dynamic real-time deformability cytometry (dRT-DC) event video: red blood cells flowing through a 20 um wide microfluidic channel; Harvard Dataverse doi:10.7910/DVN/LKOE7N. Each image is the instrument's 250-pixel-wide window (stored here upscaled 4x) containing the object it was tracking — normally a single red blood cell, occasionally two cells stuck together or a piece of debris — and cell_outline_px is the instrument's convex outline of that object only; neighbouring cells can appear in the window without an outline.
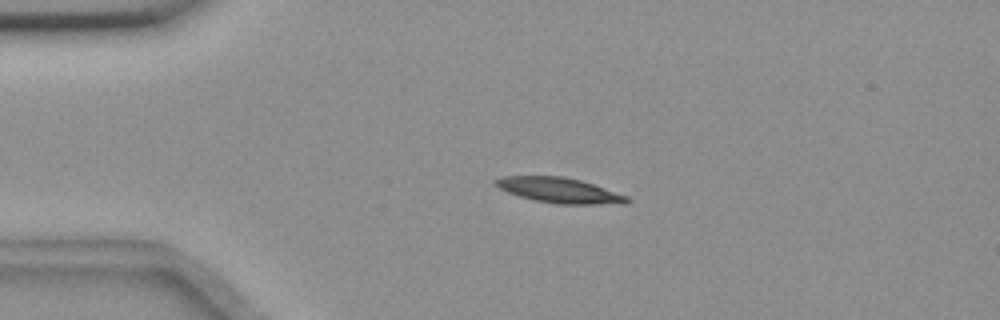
{"species": "common noctule bat (a hibernating species)", "species_latin": "Nyctalus noctula", "temperature_condition": "room temperature", "stored_images_in_passage": 48, "camera_frame_rate_fps": 3000, "um_per_image_px": 0.085, "animal": {"sex": "female", "body_mass_g": 18.4}, "frame": {"image": 1, "passage_image": 5, "time_ms": 1.333, "image_size_px": [1000, 320], "cell_outline_px": [[632, 200], [628, 204], [556, 204], [536, 200], [520, 196], [508, 192], [492, 184], [492, 180], [504, 176], [564, 176], [580, 180], [628, 196]], "centroid_in_image_um": [47.56, 16.18], "position_along_channel_um": 37.4, "area_um2": 19.36}}
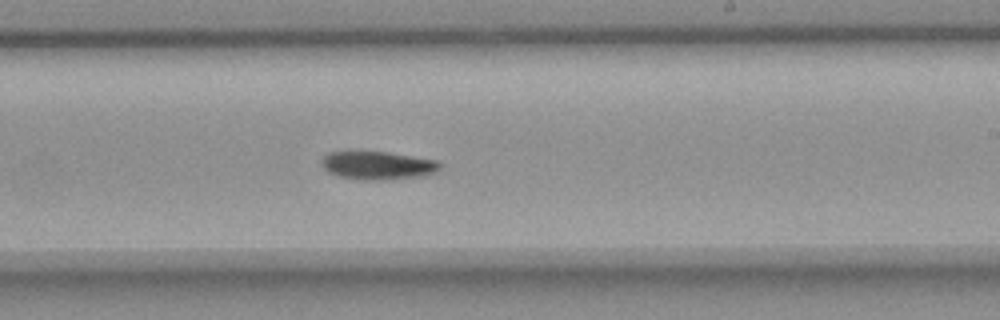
{"frame": {"image": 2, "passage_image": 26, "time_ms": 8.333, "image_size_px": [1000, 320], "cell_outline_px": [[440, 168], [436, 172], [428, 176], [384, 180], [364, 180], [340, 176], [328, 172], [320, 164], [320, 160], [328, 152], [388, 152], [436, 160], [440, 164]], "centroid_in_image_um": [32.12, 14.07], "position_along_channel_um": 256.9, "area_um2": 19.54}}
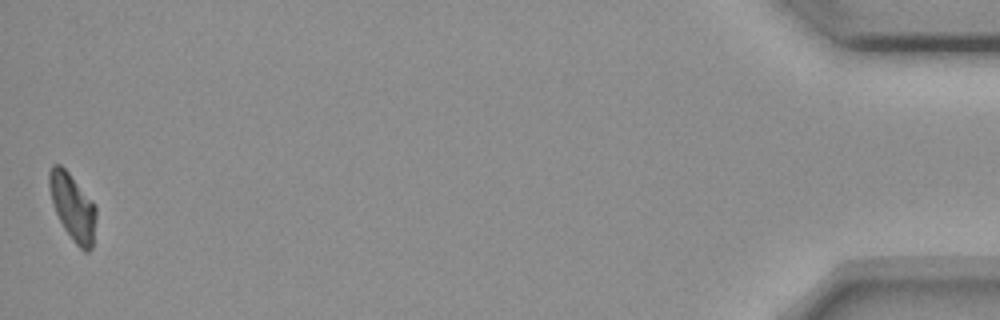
{"frame": {"image": 3, "passage_image": 48, "time_ms": 15.667, "image_size_px": [1000, 320], "cell_outline_px": [[96, 220], [92, 248], [88, 252], [84, 252], [72, 240], [64, 228], [56, 212], [48, 188], [48, 172], [52, 164], [60, 164], [68, 172], [96, 204]], "centroid_in_image_um": [6.19, 17.59], "position_along_channel_um": 429.0, "area_um2": 18.32}, "authors_computed_cell_mechanics": {"area_um2": 19.1607, "velocity_mm_per_s": 3.6226, "shape_relaxation_time_tau1_ms": 9.6575, "shape_relaxation_time_tau2_ms": null, "deformation_change_tau1": 0.1936, "deformation_change_tau2": null}}